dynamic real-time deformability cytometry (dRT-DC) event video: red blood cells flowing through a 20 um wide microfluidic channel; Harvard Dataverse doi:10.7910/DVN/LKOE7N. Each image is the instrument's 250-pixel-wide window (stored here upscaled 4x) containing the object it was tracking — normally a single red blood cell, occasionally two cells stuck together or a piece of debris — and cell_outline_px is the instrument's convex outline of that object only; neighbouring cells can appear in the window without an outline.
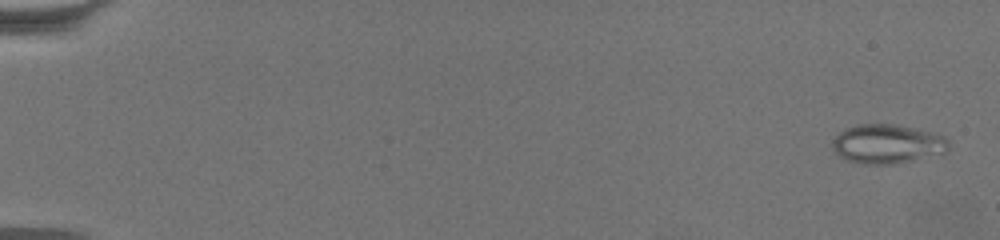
{"species": "common noctule bat (a hibernating species)", "species_latin": "Nyctalus noctula", "temperature_condition": "warm", "stored_images_in_passage": 62, "camera_frame_rate_fps": 3000, "um_per_image_px": 0.085, "animal": {"sex": "female", "body_mass_g": 19.5, "forearm_length_mm": 54.1}, "frame": {"image": 1, "passage_image": 1, "time_ms": 0.0, "image_size_px": [1000, 240], "cell_outline_px": [[948, 148], [944, 152], [892, 164], [864, 164], [848, 160], [840, 156], [832, 148], [832, 140], [840, 132], [848, 128], [860, 124], [892, 124], [936, 132], [944, 136], [948, 140]], "centroid_in_image_um": [75.41, 12.22], "position_along_channel_um": 9.6, "area_um2": 26.13}}
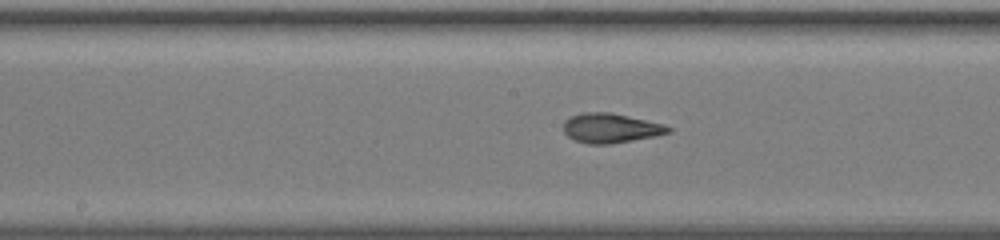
{"frame": {"image": 2, "passage_image": 34, "time_ms": 11.0, "image_size_px": [1000, 240], "cell_outline_px": [[672, 132], [656, 136], [612, 144], [588, 144], [572, 140], [564, 132], [564, 120], [568, 116], [580, 112], [612, 112], [664, 124], [672, 128]], "centroid_in_image_um": [51.89, 10.88], "position_along_channel_um": 196.3, "area_um2": 18.44}}
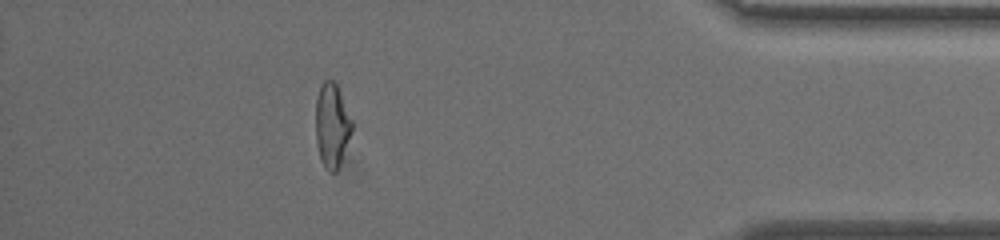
{"frame": {"image": 3, "passage_image": 56, "time_ms": 18.333, "image_size_px": [1000, 240], "cell_outline_px": [[352, 132], [340, 164], [336, 172], [332, 172], [320, 160], [316, 140], [316, 96], [324, 80], [332, 80], [336, 84], [352, 120]], "centroid_in_image_um": [28.21, 10.65], "position_along_channel_um": 407.0, "area_um2": 17.51}, "authors_computed_cell_mechanics": {"area_um2": 18.3804, "velocity_mm_per_s": 3.3881, "shape_relaxation_time_tau1_ms": null, "shape_relaxation_time_tau2_ms": 1.2435, "deformation_change_tau1": null, "deformation_change_tau2": 0.0959}}